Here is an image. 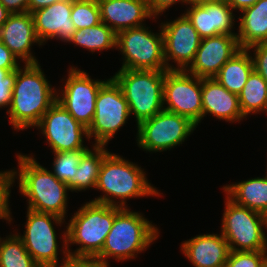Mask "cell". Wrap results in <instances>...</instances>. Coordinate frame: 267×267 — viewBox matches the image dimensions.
Returning a JSON list of instances; mask_svg holds the SVG:
<instances>
[{"mask_svg": "<svg viewBox=\"0 0 267 267\" xmlns=\"http://www.w3.org/2000/svg\"><path fill=\"white\" fill-rule=\"evenodd\" d=\"M0 41L25 64H37L38 61L31 54L32 44L39 41L34 27L32 14L29 12L11 14L0 28Z\"/></svg>", "mask_w": 267, "mask_h": 267, "instance_id": "e0dca14e", "label": "cell"}, {"mask_svg": "<svg viewBox=\"0 0 267 267\" xmlns=\"http://www.w3.org/2000/svg\"><path fill=\"white\" fill-rule=\"evenodd\" d=\"M71 20L76 30L90 28L101 23L98 1L73 0Z\"/></svg>", "mask_w": 267, "mask_h": 267, "instance_id": "f546056e", "label": "cell"}, {"mask_svg": "<svg viewBox=\"0 0 267 267\" xmlns=\"http://www.w3.org/2000/svg\"><path fill=\"white\" fill-rule=\"evenodd\" d=\"M233 10H243L254 5L258 0H224Z\"/></svg>", "mask_w": 267, "mask_h": 267, "instance_id": "60d3db41", "label": "cell"}, {"mask_svg": "<svg viewBox=\"0 0 267 267\" xmlns=\"http://www.w3.org/2000/svg\"><path fill=\"white\" fill-rule=\"evenodd\" d=\"M158 228L141 213L132 212L127 207L116 206V216L101 252L95 257L109 267L107 258L126 260L134 258L157 240ZM136 253V254H135Z\"/></svg>", "mask_w": 267, "mask_h": 267, "instance_id": "277c9868", "label": "cell"}, {"mask_svg": "<svg viewBox=\"0 0 267 267\" xmlns=\"http://www.w3.org/2000/svg\"><path fill=\"white\" fill-rule=\"evenodd\" d=\"M184 13L201 38L219 34L237 35L231 32L234 24L233 9L223 0L204 5H190Z\"/></svg>", "mask_w": 267, "mask_h": 267, "instance_id": "d6986e66", "label": "cell"}, {"mask_svg": "<svg viewBox=\"0 0 267 267\" xmlns=\"http://www.w3.org/2000/svg\"><path fill=\"white\" fill-rule=\"evenodd\" d=\"M86 150H74L66 152H55L53 162V174L60 180L69 185L77 172V167L81 155Z\"/></svg>", "mask_w": 267, "mask_h": 267, "instance_id": "4dcf8cb0", "label": "cell"}, {"mask_svg": "<svg viewBox=\"0 0 267 267\" xmlns=\"http://www.w3.org/2000/svg\"><path fill=\"white\" fill-rule=\"evenodd\" d=\"M46 137L52 152L87 150L83 136L88 137L87 129L56 101L43 115L36 126Z\"/></svg>", "mask_w": 267, "mask_h": 267, "instance_id": "5bb4252c", "label": "cell"}, {"mask_svg": "<svg viewBox=\"0 0 267 267\" xmlns=\"http://www.w3.org/2000/svg\"><path fill=\"white\" fill-rule=\"evenodd\" d=\"M116 216V206L90 201L69 220L67 245L80 244L68 254L75 257H96L102 250Z\"/></svg>", "mask_w": 267, "mask_h": 267, "instance_id": "5b68a950", "label": "cell"}, {"mask_svg": "<svg viewBox=\"0 0 267 267\" xmlns=\"http://www.w3.org/2000/svg\"><path fill=\"white\" fill-rule=\"evenodd\" d=\"M106 81L93 80L88 73L72 67L62 95L57 94V101L77 122L88 129L95 115L97 94Z\"/></svg>", "mask_w": 267, "mask_h": 267, "instance_id": "4fadbf2b", "label": "cell"}, {"mask_svg": "<svg viewBox=\"0 0 267 267\" xmlns=\"http://www.w3.org/2000/svg\"><path fill=\"white\" fill-rule=\"evenodd\" d=\"M69 42L84 47L91 52L116 47V33L103 22L96 26L76 30Z\"/></svg>", "mask_w": 267, "mask_h": 267, "instance_id": "83f0119b", "label": "cell"}, {"mask_svg": "<svg viewBox=\"0 0 267 267\" xmlns=\"http://www.w3.org/2000/svg\"><path fill=\"white\" fill-rule=\"evenodd\" d=\"M237 41L240 48L267 42V0H258L254 5L241 10Z\"/></svg>", "mask_w": 267, "mask_h": 267, "instance_id": "603a6c76", "label": "cell"}, {"mask_svg": "<svg viewBox=\"0 0 267 267\" xmlns=\"http://www.w3.org/2000/svg\"><path fill=\"white\" fill-rule=\"evenodd\" d=\"M238 96L245 118L250 113L267 112V82L255 70L248 76L247 82Z\"/></svg>", "mask_w": 267, "mask_h": 267, "instance_id": "4316f807", "label": "cell"}, {"mask_svg": "<svg viewBox=\"0 0 267 267\" xmlns=\"http://www.w3.org/2000/svg\"><path fill=\"white\" fill-rule=\"evenodd\" d=\"M16 77V70L9 72L0 68V108L9 107L12 99V88Z\"/></svg>", "mask_w": 267, "mask_h": 267, "instance_id": "e575fe53", "label": "cell"}, {"mask_svg": "<svg viewBox=\"0 0 267 267\" xmlns=\"http://www.w3.org/2000/svg\"><path fill=\"white\" fill-rule=\"evenodd\" d=\"M187 3V0H148V6L151 14L154 16H158L162 12H165L170 6L175 4L176 2Z\"/></svg>", "mask_w": 267, "mask_h": 267, "instance_id": "74e56055", "label": "cell"}, {"mask_svg": "<svg viewBox=\"0 0 267 267\" xmlns=\"http://www.w3.org/2000/svg\"><path fill=\"white\" fill-rule=\"evenodd\" d=\"M100 7L101 22L115 33L142 26L144 19L154 17L148 0H97Z\"/></svg>", "mask_w": 267, "mask_h": 267, "instance_id": "ffe728a7", "label": "cell"}, {"mask_svg": "<svg viewBox=\"0 0 267 267\" xmlns=\"http://www.w3.org/2000/svg\"><path fill=\"white\" fill-rule=\"evenodd\" d=\"M0 2L11 14L28 12V0H0Z\"/></svg>", "mask_w": 267, "mask_h": 267, "instance_id": "f35d334b", "label": "cell"}, {"mask_svg": "<svg viewBox=\"0 0 267 267\" xmlns=\"http://www.w3.org/2000/svg\"><path fill=\"white\" fill-rule=\"evenodd\" d=\"M163 105L165 111L185 116L198 125L202 119L201 78L186 70L166 71Z\"/></svg>", "mask_w": 267, "mask_h": 267, "instance_id": "8fae6325", "label": "cell"}, {"mask_svg": "<svg viewBox=\"0 0 267 267\" xmlns=\"http://www.w3.org/2000/svg\"><path fill=\"white\" fill-rule=\"evenodd\" d=\"M72 5L73 0H63L31 13L41 44L52 38L67 43L73 37L76 29L71 20Z\"/></svg>", "mask_w": 267, "mask_h": 267, "instance_id": "ac0fdd59", "label": "cell"}, {"mask_svg": "<svg viewBox=\"0 0 267 267\" xmlns=\"http://www.w3.org/2000/svg\"><path fill=\"white\" fill-rule=\"evenodd\" d=\"M196 126L185 116L163 110L137 125L136 141L145 151H167L182 144Z\"/></svg>", "mask_w": 267, "mask_h": 267, "instance_id": "30bf717a", "label": "cell"}, {"mask_svg": "<svg viewBox=\"0 0 267 267\" xmlns=\"http://www.w3.org/2000/svg\"><path fill=\"white\" fill-rule=\"evenodd\" d=\"M202 118L210 113L217 119L241 121L239 96L223 87L215 78H201Z\"/></svg>", "mask_w": 267, "mask_h": 267, "instance_id": "44dd1931", "label": "cell"}, {"mask_svg": "<svg viewBox=\"0 0 267 267\" xmlns=\"http://www.w3.org/2000/svg\"><path fill=\"white\" fill-rule=\"evenodd\" d=\"M60 1L63 0H28V12L32 13Z\"/></svg>", "mask_w": 267, "mask_h": 267, "instance_id": "ab89813d", "label": "cell"}, {"mask_svg": "<svg viewBox=\"0 0 267 267\" xmlns=\"http://www.w3.org/2000/svg\"><path fill=\"white\" fill-rule=\"evenodd\" d=\"M24 66V69L19 67L16 70L11 104L7 110L15 130L36 127L45 112L57 101L58 94L50 87L39 63Z\"/></svg>", "mask_w": 267, "mask_h": 267, "instance_id": "6da1fadb", "label": "cell"}, {"mask_svg": "<svg viewBox=\"0 0 267 267\" xmlns=\"http://www.w3.org/2000/svg\"><path fill=\"white\" fill-rule=\"evenodd\" d=\"M17 158L19 172L13 170V173L15 177L19 176V192L28 197V209L64 219L68 185L36 162L33 156L18 154Z\"/></svg>", "mask_w": 267, "mask_h": 267, "instance_id": "7a4b0ae2", "label": "cell"}, {"mask_svg": "<svg viewBox=\"0 0 267 267\" xmlns=\"http://www.w3.org/2000/svg\"><path fill=\"white\" fill-rule=\"evenodd\" d=\"M95 189L105 194L91 201L122 208L129 198L160 195L141 167L111 152L103 159ZM114 197L120 199V203L114 201Z\"/></svg>", "mask_w": 267, "mask_h": 267, "instance_id": "3957f363", "label": "cell"}, {"mask_svg": "<svg viewBox=\"0 0 267 267\" xmlns=\"http://www.w3.org/2000/svg\"><path fill=\"white\" fill-rule=\"evenodd\" d=\"M0 267H39L26 250L19 234L0 238Z\"/></svg>", "mask_w": 267, "mask_h": 267, "instance_id": "f1b7e54d", "label": "cell"}, {"mask_svg": "<svg viewBox=\"0 0 267 267\" xmlns=\"http://www.w3.org/2000/svg\"><path fill=\"white\" fill-rule=\"evenodd\" d=\"M63 220L53 214L27 209L25 233L19 237L39 267H53L59 264L57 235L52 223L61 226Z\"/></svg>", "mask_w": 267, "mask_h": 267, "instance_id": "7c38bea8", "label": "cell"}, {"mask_svg": "<svg viewBox=\"0 0 267 267\" xmlns=\"http://www.w3.org/2000/svg\"><path fill=\"white\" fill-rule=\"evenodd\" d=\"M221 234L230 251H267V217L234 203L226 196ZM238 246V247H237Z\"/></svg>", "mask_w": 267, "mask_h": 267, "instance_id": "52a82bcc", "label": "cell"}, {"mask_svg": "<svg viewBox=\"0 0 267 267\" xmlns=\"http://www.w3.org/2000/svg\"><path fill=\"white\" fill-rule=\"evenodd\" d=\"M81 155L77 172L73 181L68 185L70 191H82L95 188L103 159L110 153L105 150V145H95Z\"/></svg>", "mask_w": 267, "mask_h": 267, "instance_id": "484cf974", "label": "cell"}, {"mask_svg": "<svg viewBox=\"0 0 267 267\" xmlns=\"http://www.w3.org/2000/svg\"><path fill=\"white\" fill-rule=\"evenodd\" d=\"M17 61L18 58L0 41V68L15 71L20 66Z\"/></svg>", "mask_w": 267, "mask_h": 267, "instance_id": "8d00e7d4", "label": "cell"}, {"mask_svg": "<svg viewBox=\"0 0 267 267\" xmlns=\"http://www.w3.org/2000/svg\"><path fill=\"white\" fill-rule=\"evenodd\" d=\"M223 0H187V4L190 5H204L207 3L221 2Z\"/></svg>", "mask_w": 267, "mask_h": 267, "instance_id": "7bdbcfd3", "label": "cell"}, {"mask_svg": "<svg viewBox=\"0 0 267 267\" xmlns=\"http://www.w3.org/2000/svg\"><path fill=\"white\" fill-rule=\"evenodd\" d=\"M11 13L0 2V28L8 20Z\"/></svg>", "mask_w": 267, "mask_h": 267, "instance_id": "b9f144b4", "label": "cell"}, {"mask_svg": "<svg viewBox=\"0 0 267 267\" xmlns=\"http://www.w3.org/2000/svg\"><path fill=\"white\" fill-rule=\"evenodd\" d=\"M252 57L248 49L241 48L222 66L214 78L228 91L239 95L248 76L254 70Z\"/></svg>", "mask_w": 267, "mask_h": 267, "instance_id": "d4e9b609", "label": "cell"}, {"mask_svg": "<svg viewBox=\"0 0 267 267\" xmlns=\"http://www.w3.org/2000/svg\"><path fill=\"white\" fill-rule=\"evenodd\" d=\"M234 203L267 217V177H257L223 187Z\"/></svg>", "mask_w": 267, "mask_h": 267, "instance_id": "cb8c5ba5", "label": "cell"}, {"mask_svg": "<svg viewBox=\"0 0 267 267\" xmlns=\"http://www.w3.org/2000/svg\"><path fill=\"white\" fill-rule=\"evenodd\" d=\"M240 49L236 35L219 34L202 38L195 59L186 71L199 78H214Z\"/></svg>", "mask_w": 267, "mask_h": 267, "instance_id": "2e32d148", "label": "cell"}, {"mask_svg": "<svg viewBox=\"0 0 267 267\" xmlns=\"http://www.w3.org/2000/svg\"><path fill=\"white\" fill-rule=\"evenodd\" d=\"M254 48V70L261 75V77L267 82V42H260L249 46L247 49L250 53V49Z\"/></svg>", "mask_w": 267, "mask_h": 267, "instance_id": "d590c367", "label": "cell"}, {"mask_svg": "<svg viewBox=\"0 0 267 267\" xmlns=\"http://www.w3.org/2000/svg\"><path fill=\"white\" fill-rule=\"evenodd\" d=\"M164 60L167 70H187L193 63L201 37L185 14L174 21L161 23ZM177 62V68L168 61Z\"/></svg>", "mask_w": 267, "mask_h": 267, "instance_id": "9a60e30c", "label": "cell"}, {"mask_svg": "<svg viewBox=\"0 0 267 267\" xmlns=\"http://www.w3.org/2000/svg\"><path fill=\"white\" fill-rule=\"evenodd\" d=\"M181 250L194 267H225L230 253L222 234L195 236L182 243Z\"/></svg>", "mask_w": 267, "mask_h": 267, "instance_id": "7402d4cb", "label": "cell"}, {"mask_svg": "<svg viewBox=\"0 0 267 267\" xmlns=\"http://www.w3.org/2000/svg\"><path fill=\"white\" fill-rule=\"evenodd\" d=\"M15 181L13 170L0 172V218L11 222L9 196L12 184Z\"/></svg>", "mask_w": 267, "mask_h": 267, "instance_id": "d6a6232c", "label": "cell"}, {"mask_svg": "<svg viewBox=\"0 0 267 267\" xmlns=\"http://www.w3.org/2000/svg\"><path fill=\"white\" fill-rule=\"evenodd\" d=\"M63 237V243H64V249L63 254L65 255L63 259V263L60 265H56L53 267H106L103 265L97 258L95 257H75L70 256L68 254V247L67 245V231L64 232L62 235Z\"/></svg>", "mask_w": 267, "mask_h": 267, "instance_id": "836d02e7", "label": "cell"}, {"mask_svg": "<svg viewBox=\"0 0 267 267\" xmlns=\"http://www.w3.org/2000/svg\"><path fill=\"white\" fill-rule=\"evenodd\" d=\"M116 49L124 62L120 69L167 70L164 60L162 29L156 34L142 25L116 33Z\"/></svg>", "mask_w": 267, "mask_h": 267, "instance_id": "ba28073f", "label": "cell"}, {"mask_svg": "<svg viewBox=\"0 0 267 267\" xmlns=\"http://www.w3.org/2000/svg\"><path fill=\"white\" fill-rule=\"evenodd\" d=\"M129 116V105L120 86L112 77L107 79L96 97L95 115L87 129L89 139L93 136L95 145L107 146Z\"/></svg>", "mask_w": 267, "mask_h": 267, "instance_id": "9c48e42d", "label": "cell"}, {"mask_svg": "<svg viewBox=\"0 0 267 267\" xmlns=\"http://www.w3.org/2000/svg\"><path fill=\"white\" fill-rule=\"evenodd\" d=\"M168 70L120 69L112 78L120 86L137 125L163 108V83Z\"/></svg>", "mask_w": 267, "mask_h": 267, "instance_id": "8992f818", "label": "cell"}, {"mask_svg": "<svg viewBox=\"0 0 267 267\" xmlns=\"http://www.w3.org/2000/svg\"><path fill=\"white\" fill-rule=\"evenodd\" d=\"M267 251H230L225 267H266Z\"/></svg>", "mask_w": 267, "mask_h": 267, "instance_id": "1f68e13d", "label": "cell"}]
</instances>
